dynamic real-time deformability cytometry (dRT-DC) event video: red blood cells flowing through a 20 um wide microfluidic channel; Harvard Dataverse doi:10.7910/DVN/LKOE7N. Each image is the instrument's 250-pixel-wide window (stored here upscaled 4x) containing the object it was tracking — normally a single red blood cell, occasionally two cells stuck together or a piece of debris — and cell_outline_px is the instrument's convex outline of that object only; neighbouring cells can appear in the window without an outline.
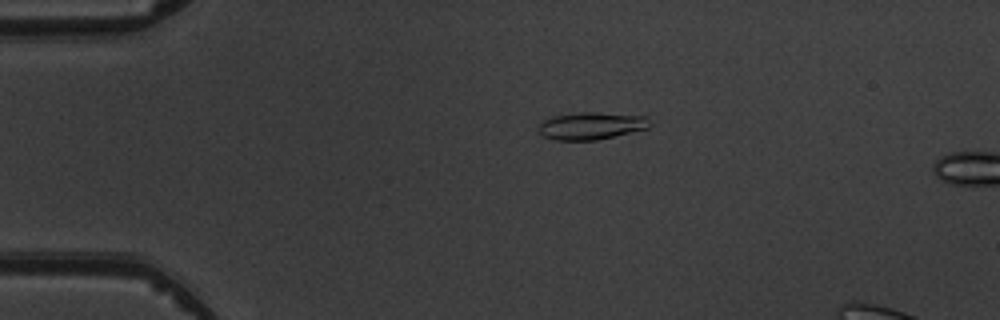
{"species": "common noctule bat (a hibernating species)", "species_latin": "Nyctalus noctula", "temperature_condition": "warm", "stored_images_in_passage": 5, "camera_frame_rate_fps": 3000, "um_per_image_px": 0.085, "animal": {"sex": "male", "body_mass_g": 19.5, "forearm_length_mm": 54.6}, "frame": {"image": 1, "passage_image": 4, "time_ms": 3.333, "image_size_px": [1000, 320], "cell_outline_px": [[652, 124], [648, 128], [596, 140], [556, 140], [544, 136], [540, 132], [540, 124], [544, 120], [552, 116], [584, 112], [596, 112], [644, 116]], "centroid_in_image_um": [50.26, 10.69], "position_along_channel_um": 34.7, "area_um2": 17.4}}